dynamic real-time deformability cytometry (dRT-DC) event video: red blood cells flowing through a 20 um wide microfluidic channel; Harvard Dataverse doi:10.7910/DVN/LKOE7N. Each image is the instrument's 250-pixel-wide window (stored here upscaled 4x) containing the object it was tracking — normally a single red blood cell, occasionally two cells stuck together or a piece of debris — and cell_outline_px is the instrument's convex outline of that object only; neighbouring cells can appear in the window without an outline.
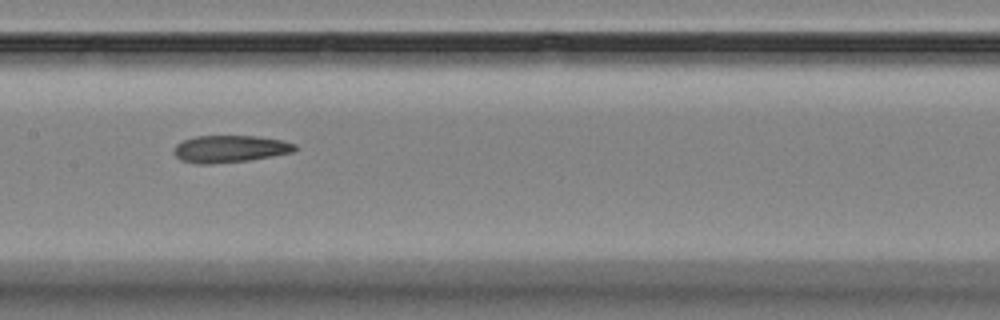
{"species": "Egyptian fruit bat (a non-hibernating species)", "species_latin": "Rousettus aegyptiacus", "temperature_condition": "room temperature", "stored_images_in_passage": 14, "camera_frame_rate_fps": 3000, "um_per_image_px": 0.085, "animal": {"sex": "female"}, "frame": {"image": 1, "passage_image": 7, "time_ms": 7.667, "image_size_px": [1000, 320], "cell_outline_px": [[296, 152], [248, 160], [208, 164], [200, 164], [180, 160], [176, 156], [176, 144], [192, 136], [260, 136], [284, 140], [296, 144]], "centroid_in_image_um": [19.6, 12.64], "position_along_channel_um": 187.8, "area_um2": 19.13}}
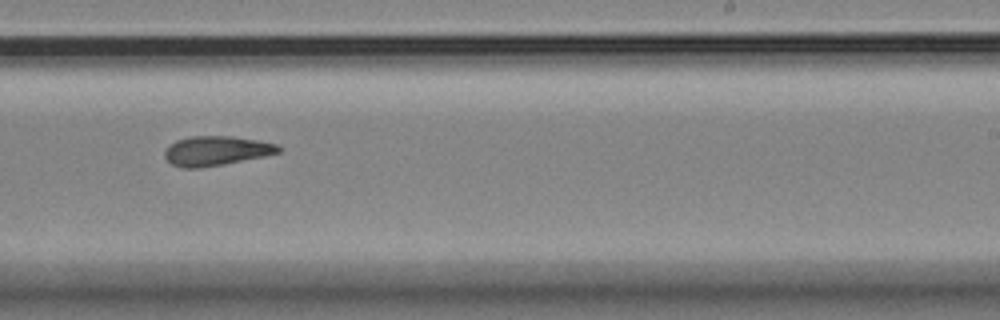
{"frame": {"image": 2, "passage_image": 9, "time_ms": 10.0, "image_size_px": [1000, 320], "cell_outline_px": [[284, 148], [280, 152], [264, 156], [200, 168], [184, 168], [172, 164], [164, 156], [164, 152], [168, 144], [176, 140], [188, 136], [232, 136], [256, 140], [276, 144]], "centroid_in_image_um": [18.35, 12.81], "position_along_channel_um": 270.6, "area_um2": 19.54}}
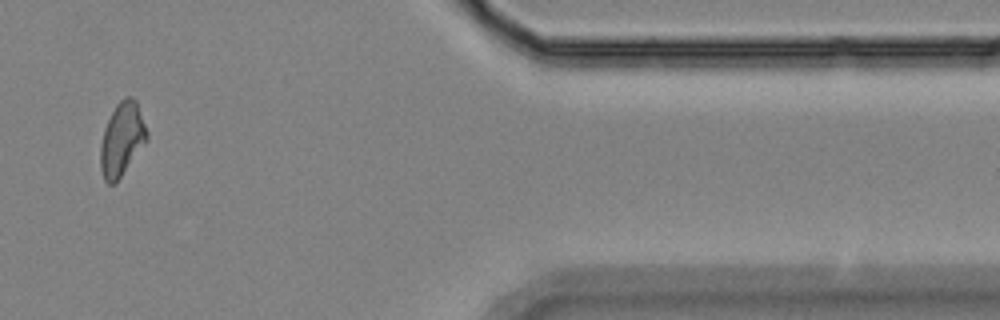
{"frame": {"image": 3, "passage_image": 12, "time_ms": 14.667, "image_size_px": [1000, 320], "cell_outline_px": [[148, 140], [116, 184], [108, 184], [104, 180], [100, 168], [100, 144], [104, 128], [116, 104], [124, 96], [132, 96], [136, 100], [148, 132]], "centroid_in_image_um": [10.36, 11.85], "position_along_channel_um": 401.0, "area_um2": 20.17}, "authors_computed_cell_mechanics": {"area_um2": 19.9121, "velocity_mm_per_s": 3.5665, "shape_relaxation_time_tau1_ms": null, "shape_relaxation_time_tau2_ms": 1.4393, "deformation_change_tau1": null, "deformation_change_tau2": 0.0763}}